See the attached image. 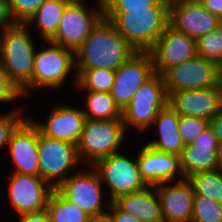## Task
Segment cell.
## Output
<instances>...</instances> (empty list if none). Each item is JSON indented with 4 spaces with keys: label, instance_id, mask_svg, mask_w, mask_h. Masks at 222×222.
I'll return each instance as SVG.
<instances>
[{
    "label": "cell",
    "instance_id": "obj_45",
    "mask_svg": "<svg viewBox=\"0 0 222 222\" xmlns=\"http://www.w3.org/2000/svg\"><path fill=\"white\" fill-rule=\"evenodd\" d=\"M220 86H221V90H222V78H220Z\"/></svg>",
    "mask_w": 222,
    "mask_h": 222
},
{
    "label": "cell",
    "instance_id": "obj_13",
    "mask_svg": "<svg viewBox=\"0 0 222 222\" xmlns=\"http://www.w3.org/2000/svg\"><path fill=\"white\" fill-rule=\"evenodd\" d=\"M152 57L155 73L163 75L169 68L196 57V39L168 25L148 51Z\"/></svg>",
    "mask_w": 222,
    "mask_h": 222
},
{
    "label": "cell",
    "instance_id": "obj_26",
    "mask_svg": "<svg viewBox=\"0 0 222 222\" xmlns=\"http://www.w3.org/2000/svg\"><path fill=\"white\" fill-rule=\"evenodd\" d=\"M87 110H83L86 119L110 120L122 118V110L110 93L86 91Z\"/></svg>",
    "mask_w": 222,
    "mask_h": 222
},
{
    "label": "cell",
    "instance_id": "obj_38",
    "mask_svg": "<svg viewBox=\"0 0 222 222\" xmlns=\"http://www.w3.org/2000/svg\"><path fill=\"white\" fill-rule=\"evenodd\" d=\"M18 222H50L46 209L20 215Z\"/></svg>",
    "mask_w": 222,
    "mask_h": 222
},
{
    "label": "cell",
    "instance_id": "obj_15",
    "mask_svg": "<svg viewBox=\"0 0 222 222\" xmlns=\"http://www.w3.org/2000/svg\"><path fill=\"white\" fill-rule=\"evenodd\" d=\"M8 194L19 216L46 209L54 187L41 176L12 173Z\"/></svg>",
    "mask_w": 222,
    "mask_h": 222
},
{
    "label": "cell",
    "instance_id": "obj_5",
    "mask_svg": "<svg viewBox=\"0 0 222 222\" xmlns=\"http://www.w3.org/2000/svg\"><path fill=\"white\" fill-rule=\"evenodd\" d=\"M48 47L36 51L32 80L21 90L23 97L28 90L40 87L58 88L64 85L70 70L75 68V52L52 41Z\"/></svg>",
    "mask_w": 222,
    "mask_h": 222
},
{
    "label": "cell",
    "instance_id": "obj_37",
    "mask_svg": "<svg viewBox=\"0 0 222 222\" xmlns=\"http://www.w3.org/2000/svg\"><path fill=\"white\" fill-rule=\"evenodd\" d=\"M17 23L15 22L8 0H0V30L10 28Z\"/></svg>",
    "mask_w": 222,
    "mask_h": 222
},
{
    "label": "cell",
    "instance_id": "obj_4",
    "mask_svg": "<svg viewBox=\"0 0 222 222\" xmlns=\"http://www.w3.org/2000/svg\"><path fill=\"white\" fill-rule=\"evenodd\" d=\"M127 132L122 118L86 119L77 152L81 163L93 166L98 160L117 153Z\"/></svg>",
    "mask_w": 222,
    "mask_h": 222
},
{
    "label": "cell",
    "instance_id": "obj_12",
    "mask_svg": "<svg viewBox=\"0 0 222 222\" xmlns=\"http://www.w3.org/2000/svg\"><path fill=\"white\" fill-rule=\"evenodd\" d=\"M154 74L153 60L149 52L135 53L115 70V81L110 94L121 110Z\"/></svg>",
    "mask_w": 222,
    "mask_h": 222
},
{
    "label": "cell",
    "instance_id": "obj_22",
    "mask_svg": "<svg viewBox=\"0 0 222 222\" xmlns=\"http://www.w3.org/2000/svg\"><path fill=\"white\" fill-rule=\"evenodd\" d=\"M113 202L122 211L130 213L142 222H164L160 200L154 185H148L137 192L121 195Z\"/></svg>",
    "mask_w": 222,
    "mask_h": 222
},
{
    "label": "cell",
    "instance_id": "obj_27",
    "mask_svg": "<svg viewBox=\"0 0 222 222\" xmlns=\"http://www.w3.org/2000/svg\"><path fill=\"white\" fill-rule=\"evenodd\" d=\"M75 85L86 91L110 93L115 81V70L86 69L76 70Z\"/></svg>",
    "mask_w": 222,
    "mask_h": 222
},
{
    "label": "cell",
    "instance_id": "obj_34",
    "mask_svg": "<svg viewBox=\"0 0 222 222\" xmlns=\"http://www.w3.org/2000/svg\"><path fill=\"white\" fill-rule=\"evenodd\" d=\"M155 4H170V0H105L103 11H129L148 9Z\"/></svg>",
    "mask_w": 222,
    "mask_h": 222
},
{
    "label": "cell",
    "instance_id": "obj_23",
    "mask_svg": "<svg viewBox=\"0 0 222 222\" xmlns=\"http://www.w3.org/2000/svg\"><path fill=\"white\" fill-rule=\"evenodd\" d=\"M181 116L168 104L159 111L152 125L158 127L159 138L147 145L159 152L181 155L185 144L179 134Z\"/></svg>",
    "mask_w": 222,
    "mask_h": 222
},
{
    "label": "cell",
    "instance_id": "obj_6",
    "mask_svg": "<svg viewBox=\"0 0 222 222\" xmlns=\"http://www.w3.org/2000/svg\"><path fill=\"white\" fill-rule=\"evenodd\" d=\"M167 104L164 77L155 73L134 93L130 103L122 110L126 131L130 126L140 131L148 130L159 111Z\"/></svg>",
    "mask_w": 222,
    "mask_h": 222
},
{
    "label": "cell",
    "instance_id": "obj_21",
    "mask_svg": "<svg viewBox=\"0 0 222 222\" xmlns=\"http://www.w3.org/2000/svg\"><path fill=\"white\" fill-rule=\"evenodd\" d=\"M218 139L208 126L193 143L186 144L180 155L185 178L198 172L219 169L217 158Z\"/></svg>",
    "mask_w": 222,
    "mask_h": 222
},
{
    "label": "cell",
    "instance_id": "obj_10",
    "mask_svg": "<svg viewBox=\"0 0 222 222\" xmlns=\"http://www.w3.org/2000/svg\"><path fill=\"white\" fill-rule=\"evenodd\" d=\"M90 170L70 175L56 189L70 202L87 213L90 217L105 215L102 191V180L98 171Z\"/></svg>",
    "mask_w": 222,
    "mask_h": 222
},
{
    "label": "cell",
    "instance_id": "obj_40",
    "mask_svg": "<svg viewBox=\"0 0 222 222\" xmlns=\"http://www.w3.org/2000/svg\"><path fill=\"white\" fill-rule=\"evenodd\" d=\"M213 134L218 139L219 144H222V110L218 115L209 122Z\"/></svg>",
    "mask_w": 222,
    "mask_h": 222
},
{
    "label": "cell",
    "instance_id": "obj_44",
    "mask_svg": "<svg viewBox=\"0 0 222 222\" xmlns=\"http://www.w3.org/2000/svg\"><path fill=\"white\" fill-rule=\"evenodd\" d=\"M219 77L222 78V60L218 64Z\"/></svg>",
    "mask_w": 222,
    "mask_h": 222
},
{
    "label": "cell",
    "instance_id": "obj_31",
    "mask_svg": "<svg viewBox=\"0 0 222 222\" xmlns=\"http://www.w3.org/2000/svg\"><path fill=\"white\" fill-rule=\"evenodd\" d=\"M208 126L209 121L206 119L192 116H181L178 130L186 145L193 143Z\"/></svg>",
    "mask_w": 222,
    "mask_h": 222
},
{
    "label": "cell",
    "instance_id": "obj_1",
    "mask_svg": "<svg viewBox=\"0 0 222 222\" xmlns=\"http://www.w3.org/2000/svg\"><path fill=\"white\" fill-rule=\"evenodd\" d=\"M137 52L115 26L103 18L75 51V69L116 70Z\"/></svg>",
    "mask_w": 222,
    "mask_h": 222
},
{
    "label": "cell",
    "instance_id": "obj_43",
    "mask_svg": "<svg viewBox=\"0 0 222 222\" xmlns=\"http://www.w3.org/2000/svg\"><path fill=\"white\" fill-rule=\"evenodd\" d=\"M70 2H83L81 0H69ZM97 5L104 6L105 0H97Z\"/></svg>",
    "mask_w": 222,
    "mask_h": 222
},
{
    "label": "cell",
    "instance_id": "obj_28",
    "mask_svg": "<svg viewBox=\"0 0 222 222\" xmlns=\"http://www.w3.org/2000/svg\"><path fill=\"white\" fill-rule=\"evenodd\" d=\"M195 195L209 197L222 204V170L198 172L187 177Z\"/></svg>",
    "mask_w": 222,
    "mask_h": 222
},
{
    "label": "cell",
    "instance_id": "obj_25",
    "mask_svg": "<svg viewBox=\"0 0 222 222\" xmlns=\"http://www.w3.org/2000/svg\"><path fill=\"white\" fill-rule=\"evenodd\" d=\"M46 211L50 222H87L90 216L67 200L56 188L52 192Z\"/></svg>",
    "mask_w": 222,
    "mask_h": 222
},
{
    "label": "cell",
    "instance_id": "obj_11",
    "mask_svg": "<svg viewBox=\"0 0 222 222\" xmlns=\"http://www.w3.org/2000/svg\"><path fill=\"white\" fill-rule=\"evenodd\" d=\"M163 77L167 96L180 90L214 87L220 83L218 64L198 55L169 68Z\"/></svg>",
    "mask_w": 222,
    "mask_h": 222
},
{
    "label": "cell",
    "instance_id": "obj_24",
    "mask_svg": "<svg viewBox=\"0 0 222 222\" xmlns=\"http://www.w3.org/2000/svg\"><path fill=\"white\" fill-rule=\"evenodd\" d=\"M69 3V0H47L26 24L31 26L35 22L41 37L45 41H49L55 36L61 17Z\"/></svg>",
    "mask_w": 222,
    "mask_h": 222
},
{
    "label": "cell",
    "instance_id": "obj_41",
    "mask_svg": "<svg viewBox=\"0 0 222 222\" xmlns=\"http://www.w3.org/2000/svg\"><path fill=\"white\" fill-rule=\"evenodd\" d=\"M87 222H109L107 215L90 217Z\"/></svg>",
    "mask_w": 222,
    "mask_h": 222
},
{
    "label": "cell",
    "instance_id": "obj_3",
    "mask_svg": "<svg viewBox=\"0 0 222 222\" xmlns=\"http://www.w3.org/2000/svg\"><path fill=\"white\" fill-rule=\"evenodd\" d=\"M28 28L17 23L0 31V63L20 90L32 80L34 69L36 45Z\"/></svg>",
    "mask_w": 222,
    "mask_h": 222
},
{
    "label": "cell",
    "instance_id": "obj_19",
    "mask_svg": "<svg viewBox=\"0 0 222 222\" xmlns=\"http://www.w3.org/2000/svg\"><path fill=\"white\" fill-rule=\"evenodd\" d=\"M169 184L165 182L154 185L160 200L163 221L191 222L195 197L192 185L187 178Z\"/></svg>",
    "mask_w": 222,
    "mask_h": 222
},
{
    "label": "cell",
    "instance_id": "obj_9",
    "mask_svg": "<svg viewBox=\"0 0 222 222\" xmlns=\"http://www.w3.org/2000/svg\"><path fill=\"white\" fill-rule=\"evenodd\" d=\"M82 2H70L61 17L55 36L50 40L74 52L104 18L103 6L87 10Z\"/></svg>",
    "mask_w": 222,
    "mask_h": 222
},
{
    "label": "cell",
    "instance_id": "obj_2",
    "mask_svg": "<svg viewBox=\"0 0 222 222\" xmlns=\"http://www.w3.org/2000/svg\"><path fill=\"white\" fill-rule=\"evenodd\" d=\"M169 5L155 4L148 9L103 11L104 19L138 52H148L169 25Z\"/></svg>",
    "mask_w": 222,
    "mask_h": 222
},
{
    "label": "cell",
    "instance_id": "obj_32",
    "mask_svg": "<svg viewBox=\"0 0 222 222\" xmlns=\"http://www.w3.org/2000/svg\"><path fill=\"white\" fill-rule=\"evenodd\" d=\"M17 108L0 116V149L8 145L12 134L28 118Z\"/></svg>",
    "mask_w": 222,
    "mask_h": 222
},
{
    "label": "cell",
    "instance_id": "obj_7",
    "mask_svg": "<svg viewBox=\"0 0 222 222\" xmlns=\"http://www.w3.org/2000/svg\"><path fill=\"white\" fill-rule=\"evenodd\" d=\"M38 159L40 176L54 188L70 176L67 174L69 170L74 166L77 169L81 163L76 144L46 137L39 130Z\"/></svg>",
    "mask_w": 222,
    "mask_h": 222
},
{
    "label": "cell",
    "instance_id": "obj_35",
    "mask_svg": "<svg viewBox=\"0 0 222 222\" xmlns=\"http://www.w3.org/2000/svg\"><path fill=\"white\" fill-rule=\"evenodd\" d=\"M22 96V91L10 79L9 74L0 63V103L12 102Z\"/></svg>",
    "mask_w": 222,
    "mask_h": 222
},
{
    "label": "cell",
    "instance_id": "obj_30",
    "mask_svg": "<svg viewBox=\"0 0 222 222\" xmlns=\"http://www.w3.org/2000/svg\"><path fill=\"white\" fill-rule=\"evenodd\" d=\"M191 222H222V204L209 197L195 195Z\"/></svg>",
    "mask_w": 222,
    "mask_h": 222
},
{
    "label": "cell",
    "instance_id": "obj_29",
    "mask_svg": "<svg viewBox=\"0 0 222 222\" xmlns=\"http://www.w3.org/2000/svg\"><path fill=\"white\" fill-rule=\"evenodd\" d=\"M198 56L217 64L222 60V25L196 39Z\"/></svg>",
    "mask_w": 222,
    "mask_h": 222
},
{
    "label": "cell",
    "instance_id": "obj_33",
    "mask_svg": "<svg viewBox=\"0 0 222 222\" xmlns=\"http://www.w3.org/2000/svg\"><path fill=\"white\" fill-rule=\"evenodd\" d=\"M16 23L26 24L47 0H8Z\"/></svg>",
    "mask_w": 222,
    "mask_h": 222
},
{
    "label": "cell",
    "instance_id": "obj_20",
    "mask_svg": "<svg viewBox=\"0 0 222 222\" xmlns=\"http://www.w3.org/2000/svg\"><path fill=\"white\" fill-rule=\"evenodd\" d=\"M38 128L39 132L46 137L78 144L86 117L83 110L72 106H54L47 117L46 123L36 122L28 117Z\"/></svg>",
    "mask_w": 222,
    "mask_h": 222
},
{
    "label": "cell",
    "instance_id": "obj_39",
    "mask_svg": "<svg viewBox=\"0 0 222 222\" xmlns=\"http://www.w3.org/2000/svg\"><path fill=\"white\" fill-rule=\"evenodd\" d=\"M205 9L222 20V0H197Z\"/></svg>",
    "mask_w": 222,
    "mask_h": 222
},
{
    "label": "cell",
    "instance_id": "obj_14",
    "mask_svg": "<svg viewBox=\"0 0 222 222\" xmlns=\"http://www.w3.org/2000/svg\"><path fill=\"white\" fill-rule=\"evenodd\" d=\"M169 25L194 39L217 29L222 20L197 0H170Z\"/></svg>",
    "mask_w": 222,
    "mask_h": 222
},
{
    "label": "cell",
    "instance_id": "obj_8",
    "mask_svg": "<svg viewBox=\"0 0 222 222\" xmlns=\"http://www.w3.org/2000/svg\"><path fill=\"white\" fill-rule=\"evenodd\" d=\"M93 167L98 171L103 183H107L110 204L119 196L144 189L146 182L141 178L137 160L114 153L98 160Z\"/></svg>",
    "mask_w": 222,
    "mask_h": 222
},
{
    "label": "cell",
    "instance_id": "obj_16",
    "mask_svg": "<svg viewBox=\"0 0 222 222\" xmlns=\"http://www.w3.org/2000/svg\"><path fill=\"white\" fill-rule=\"evenodd\" d=\"M168 105L180 116L214 119L222 110L220 83L214 87L180 90L168 96Z\"/></svg>",
    "mask_w": 222,
    "mask_h": 222
},
{
    "label": "cell",
    "instance_id": "obj_17",
    "mask_svg": "<svg viewBox=\"0 0 222 222\" xmlns=\"http://www.w3.org/2000/svg\"><path fill=\"white\" fill-rule=\"evenodd\" d=\"M8 150L13 173L40 176L38 159V128L27 118L12 134Z\"/></svg>",
    "mask_w": 222,
    "mask_h": 222
},
{
    "label": "cell",
    "instance_id": "obj_42",
    "mask_svg": "<svg viewBox=\"0 0 222 222\" xmlns=\"http://www.w3.org/2000/svg\"><path fill=\"white\" fill-rule=\"evenodd\" d=\"M217 158H218L219 168L222 170V144H219L218 146Z\"/></svg>",
    "mask_w": 222,
    "mask_h": 222
},
{
    "label": "cell",
    "instance_id": "obj_36",
    "mask_svg": "<svg viewBox=\"0 0 222 222\" xmlns=\"http://www.w3.org/2000/svg\"><path fill=\"white\" fill-rule=\"evenodd\" d=\"M106 207L107 209L109 208L106 213L109 222H142L130 213L122 211L114 202H111Z\"/></svg>",
    "mask_w": 222,
    "mask_h": 222
},
{
    "label": "cell",
    "instance_id": "obj_18",
    "mask_svg": "<svg viewBox=\"0 0 222 222\" xmlns=\"http://www.w3.org/2000/svg\"><path fill=\"white\" fill-rule=\"evenodd\" d=\"M136 160L141 178L147 185L185 179L179 155L159 152L145 144L139 151Z\"/></svg>",
    "mask_w": 222,
    "mask_h": 222
}]
</instances>
